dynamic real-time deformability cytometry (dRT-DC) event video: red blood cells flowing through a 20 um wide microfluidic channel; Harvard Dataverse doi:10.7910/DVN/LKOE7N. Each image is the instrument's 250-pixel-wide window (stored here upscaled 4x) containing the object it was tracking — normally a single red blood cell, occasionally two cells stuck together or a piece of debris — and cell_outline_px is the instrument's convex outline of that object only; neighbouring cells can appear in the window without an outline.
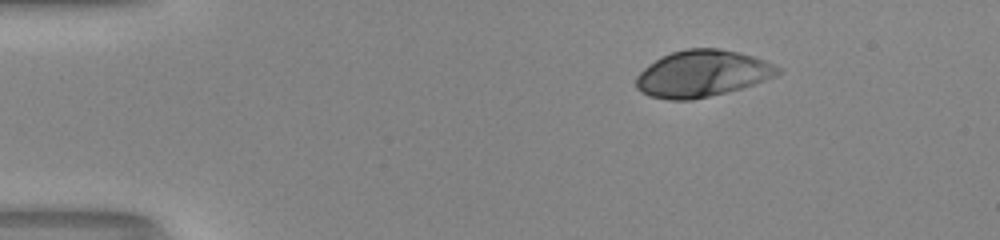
{"species": "human", "species_latin": "Homo sapiens", "temperature_condition": "room temperature", "stored_images_in_passage": 44, "camera_frame_rate_fps": 3000, "um_per_image_px": 0.085, "donor": {"sex": "male"}, "frame": {"image": 1, "passage_image": 1, "time_ms": 0.0, "image_size_px": [1000, 240], "cell_outline_px": [[784, 72], [776, 76], [740, 88], [692, 100], [668, 100], [648, 96], [640, 92], [636, 88], [636, 76], [648, 64], [672, 52], [688, 48], [720, 48], [752, 56], [764, 60], [784, 68]], "centroid_in_image_um": [59.69, 6.26], "position_along_channel_um": 25.3, "area_um2": 38.44}}
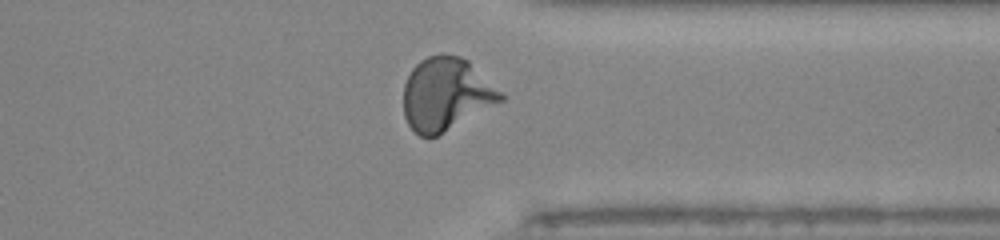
{"frame": {"image": 2, "passage_image": 33, "time_ms": 10.667, "image_size_px": [1000, 240], "cell_outline_px": [[508, 96], [504, 100], [436, 136], [420, 136], [408, 124], [404, 116], [404, 84], [412, 68], [420, 60], [428, 56], [460, 56], [468, 60], [504, 92]], "centroid_in_image_um": [37.95, 8.0], "position_along_channel_um": 373.5, "area_um2": 41.04}}
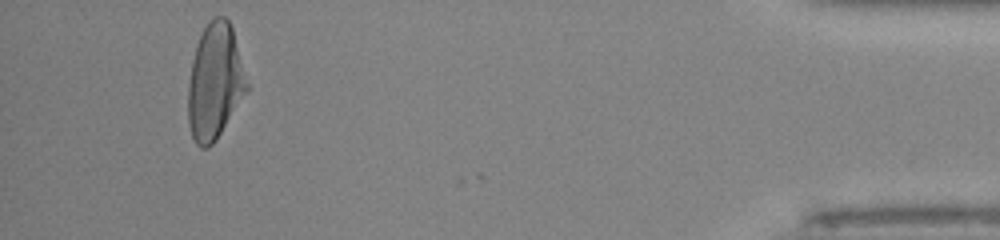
{"frame": {"image": 3, "passage_image": 41, "time_ms": 13.333, "image_size_px": [1000, 240], "cell_outline_px": [[248, 88], [216, 140], [208, 148], [200, 148], [196, 144], [192, 136], [188, 124], [188, 84], [192, 60], [196, 44], [208, 20], [216, 16], [224, 16], [228, 20], [232, 28], [248, 84]], "centroid_in_image_um": [18.23, 6.95], "position_along_channel_um": 417.0, "area_um2": 39.25}}